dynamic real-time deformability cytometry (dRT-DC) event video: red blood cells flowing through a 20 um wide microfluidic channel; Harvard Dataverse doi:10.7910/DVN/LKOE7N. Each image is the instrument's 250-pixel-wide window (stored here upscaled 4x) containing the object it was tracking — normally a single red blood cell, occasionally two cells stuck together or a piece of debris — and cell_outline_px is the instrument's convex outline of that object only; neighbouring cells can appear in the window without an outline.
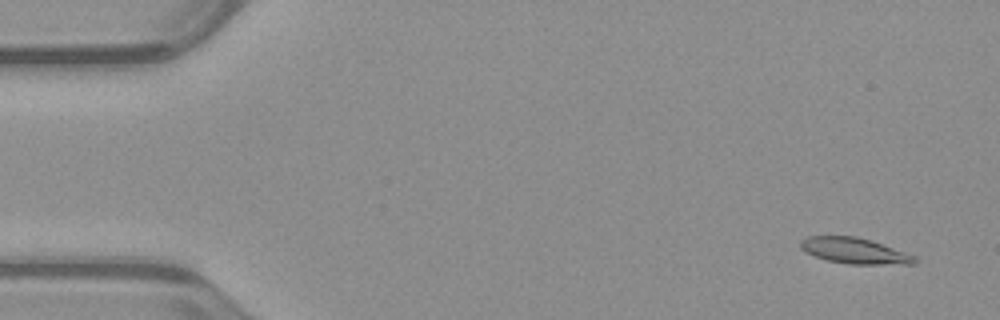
{"species": "common noctule bat (a hibernating species)", "species_latin": "Nyctalus noctula", "temperature_condition": "warm", "stored_images_in_passage": 52, "camera_frame_rate_fps": 3000, "um_per_image_px": 0.085, "animal": {"sex": "male", "body_mass_g": 23.1, "forearm_length_mm": 52.7}, "frame": {"image": 1, "passage_image": 3, "time_ms": 0.667, "image_size_px": [1000, 320], "cell_outline_px": [[920, 260], [916, 264], [848, 264], [828, 260], [816, 256], [800, 248], [800, 240], [808, 236], [856, 236], [916, 256]], "centroid_in_image_um": [72.65, 21.32], "position_along_channel_um": 12.3, "area_um2": 16.94}}
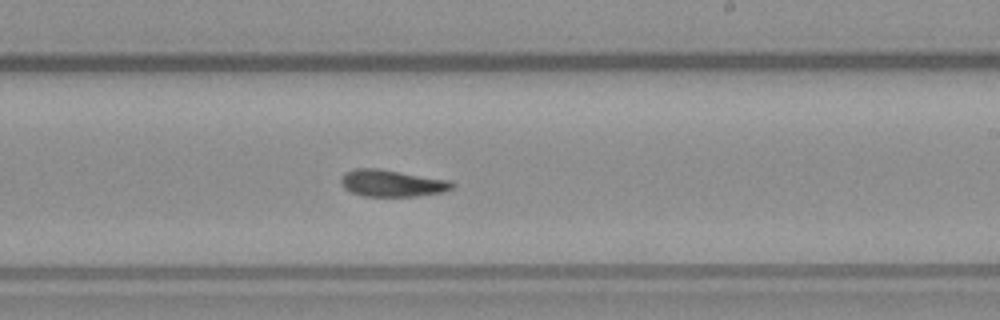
{"frame": {"image": 2, "passage_image": 31, "time_ms": 10.0, "image_size_px": [1000, 320], "cell_outline_px": [[456, 184], [452, 188], [444, 192], [416, 196], [364, 196], [352, 192], [344, 188], [340, 184], [340, 180], [344, 172], [356, 168], [380, 168], [448, 180]], "centroid_in_image_um": [33.29, 15.56], "position_along_channel_um": 255.7, "area_um2": 17.46}}
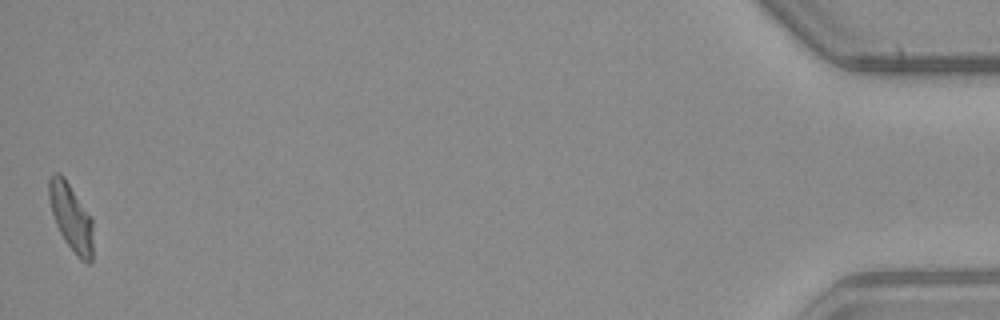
{"frame": {"image": 3, "passage_image": 52, "time_ms": 17.0, "image_size_px": [1000, 320], "cell_outline_px": [[92, 260], [88, 264], [80, 260], [64, 240], [56, 224], [52, 212], [48, 196], [48, 180], [52, 172], [60, 172], [64, 176], [92, 220]], "centroid_in_image_um": [6.01, 18.45], "position_along_channel_um": 429.2, "area_um2": 17.11}, "authors_computed_cell_mechanics": {"area_um2": 17.3689, "velocity_mm_per_s": 3.9448, "shape_relaxation_time_tau1_ms": 3.9376, "shape_relaxation_time_tau2_ms": 3.6797, "deformation_change_tau1": 0.1887, "deformation_change_tau2": 0.1201}}